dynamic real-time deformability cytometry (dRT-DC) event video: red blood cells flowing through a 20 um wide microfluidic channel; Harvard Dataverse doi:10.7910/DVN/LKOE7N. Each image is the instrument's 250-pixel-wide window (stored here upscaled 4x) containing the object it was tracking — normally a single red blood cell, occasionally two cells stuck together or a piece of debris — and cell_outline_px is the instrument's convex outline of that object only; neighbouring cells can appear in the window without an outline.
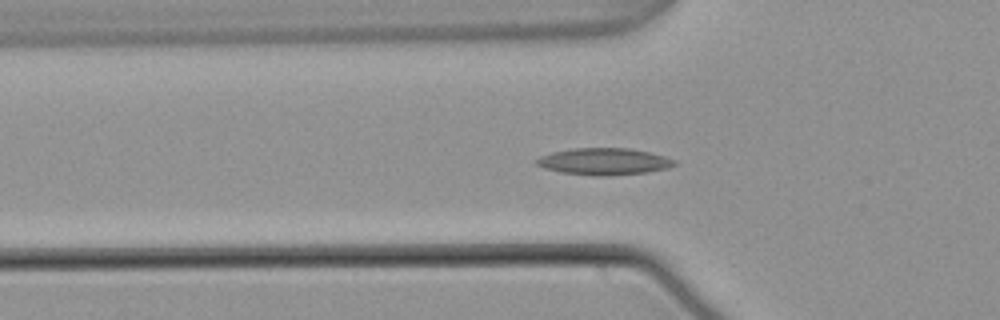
{"species": "common noctule bat (a hibernating species)", "species_latin": "Nyctalus noctula", "temperature_condition": "warm", "stored_images_in_passage": 54, "segment_of_instrument_passage": [1, 2], "camera_frame_rate_fps": 3000, "um_per_image_px": 0.085, "animal": {"sex": "male", "body_mass_g": 21.5, "forearm_length_mm": 52.0}, "frame": {"image": 1, "passage_image": 17, "time_ms": 5.333, "image_size_px": [1000, 320], "cell_outline_px": [[676, 164], [668, 168], [648, 172], [608, 176], [592, 176], [560, 172], [544, 168], [536, 164], [532, 160], [540, 156], [552, 152], [572, 148], [628, 148], [648, 152], [664, 156], [676, 160]], "centroid_in_image_um": [51.3, 13.73], "position_along_channel_um": 74.5, "area_um2": 21.73}}
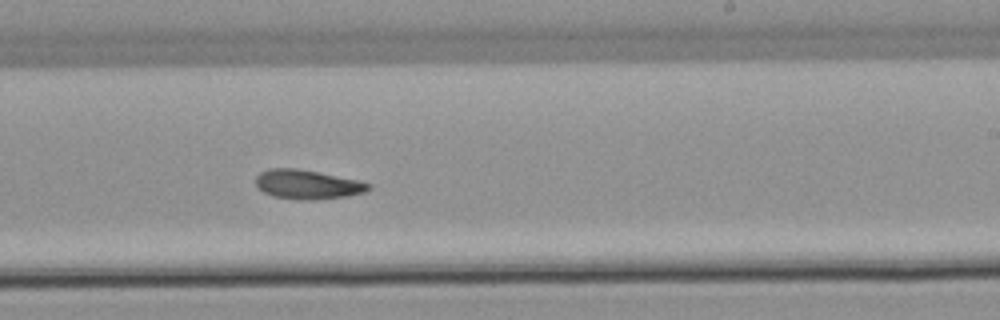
{"frame": {"image": 2, "passage_image": 32, "time_ms": 10.333, "image_size_px": [1000, 320], "cell_outline_px": [[372, 188], [364, 192], [348, 196], [312, 200], [300, 200], [272, 196], [256, 188], [256, 176], [260, 172], [268, 168], [296, 168], [360, 180], [372, 184]], "centroid_in_image_um": [26.13, 15.68], "position_along_channel_um": 262.9, "area_um2": 19.42}}
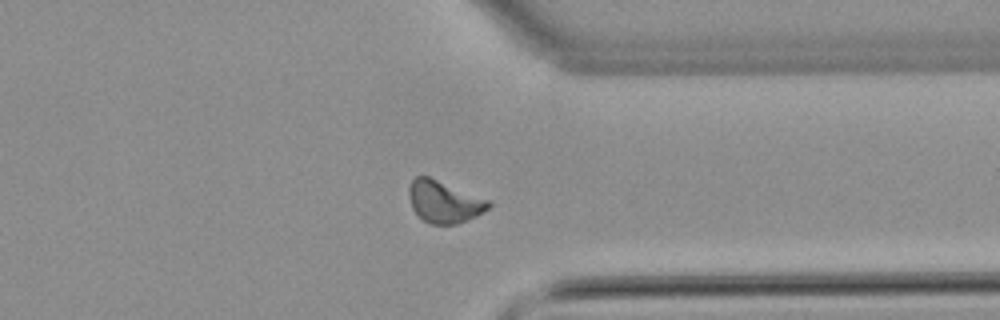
{"frame": {"image": 3, "passage_image": 41, "time_ms": 13.333, "image_size_px": [1000, 320], "cell_outline_px": [[492, 204], [484, 212], [476, 216], [456, 224], [428, 224], [412, 208], [408, 196], [408, 188], [412, 180], [416, 176], [428, 176], [488, 200]], "centroid_in_image_um": [37.72, 17.15], "position_along_channel_um": 373.7, "area_um2": 19.25}}